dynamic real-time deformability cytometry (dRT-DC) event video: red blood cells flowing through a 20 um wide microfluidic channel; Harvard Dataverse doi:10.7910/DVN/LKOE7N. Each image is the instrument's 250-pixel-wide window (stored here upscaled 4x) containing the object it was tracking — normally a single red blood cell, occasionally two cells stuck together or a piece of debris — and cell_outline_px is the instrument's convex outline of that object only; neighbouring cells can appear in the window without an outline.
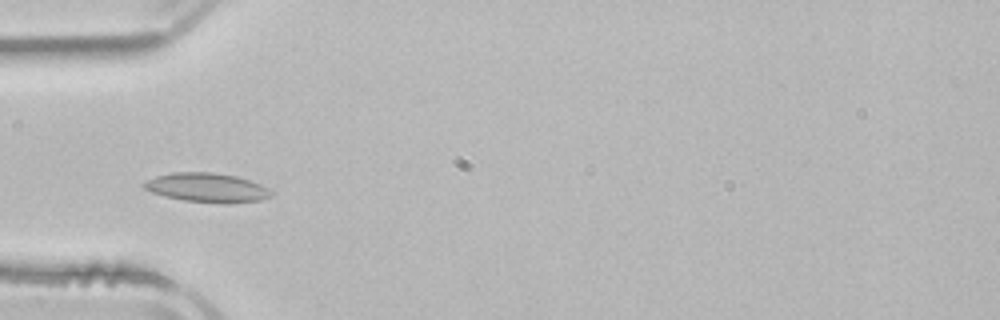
{"species": "common noctule bat (a hibernating species)", "species_latin": "Nyctalus noctula", "temperature_condition": "room temperature", "stored_images_in_passage": 4, "camera_frame_rate_fps": 3000, "um_per_image_px": 0.085, "animal": {"sex": "male", "body_mass_g": 21.5, "forearm_length_mm": 52.0}, "frame": {"image": 1, "passage_image": 3, "time_ms": 2.333, "image_size_px": [1000, 320], "cell_outline_px": [[276, 192], [272, 196], [260, 200], [228, 204], [184, 200], [164, 196], [152, 192], [144, 188], [144, 184], [148, 180], [156, 176], [172, 172], [212, 172], [236, 176], [260, 184]], "centroid_in_image_um": [17.65, 15.95], "position_along_channel_um": 67.4, "area_um2": 21.62}}
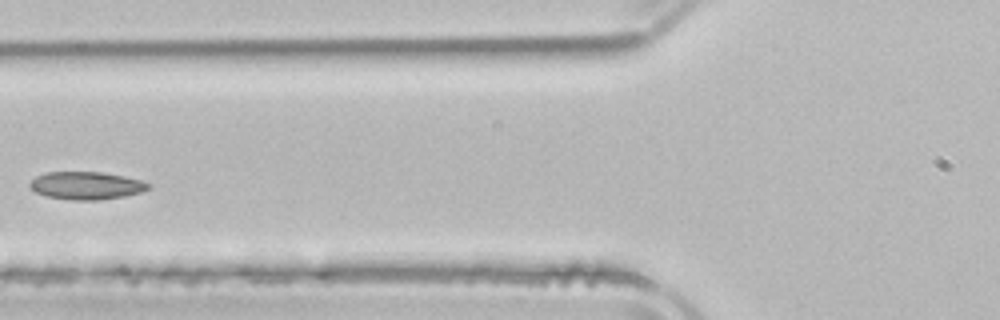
{"frame": {"image": 2, "passage_image": 4, "time_ms": 3.667, "image_size_px": [1000, 320], "cell_outline_px": [[152, 188], [140, 192], [124, 196], [100, 200], [72, 200], [44, 196], [36, 192], [28, 184], [36, 176], [48, 172], [100, 172], [124, 176], [140, 180], [152, 184]], "centroid_in_image_um": [7.35, 15.78], "position_along_channel_um": 118.4, "area_um2": 19.19}}